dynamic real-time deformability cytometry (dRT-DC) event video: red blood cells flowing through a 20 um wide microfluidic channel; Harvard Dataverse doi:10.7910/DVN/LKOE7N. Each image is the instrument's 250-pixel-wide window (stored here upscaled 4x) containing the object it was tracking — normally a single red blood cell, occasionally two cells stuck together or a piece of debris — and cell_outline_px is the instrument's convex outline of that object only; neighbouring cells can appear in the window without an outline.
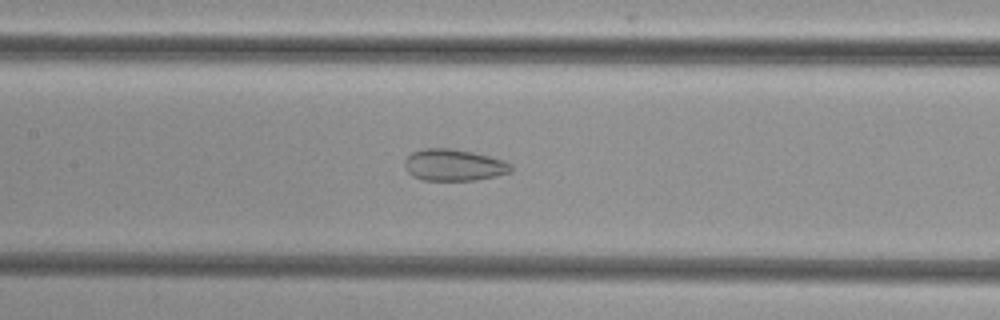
{"species": "common noctule bat (a hibernating species)", "species_latin": "Nyctalus noctula", "temperature_condition": "cold", "stored_images_in_passage": 48, "camera_frame_rate_fps": 3000, "um_per_image_px": 0.085, "animal": {"sex": "female", "body_mass_g": 29.2, "forearm_length_mm": 56.3}, "frame": {"image": 1, "passage_image": 21, "time_ms": 6.667, "image_size_px": [1000, 320], "cell_outline_px": [[512, 172], [496, 176], [476, 180], [424, 180], [412, 176], [404, 168], [404, 160], [412, 152], [424, 148], [448, 148], [472, 152], [504, 160], [512, 164]], "centroid_in_image_um": [38.57, 14.03], "position_along_channel_um": 168.8, "area_um2": 19.71}}
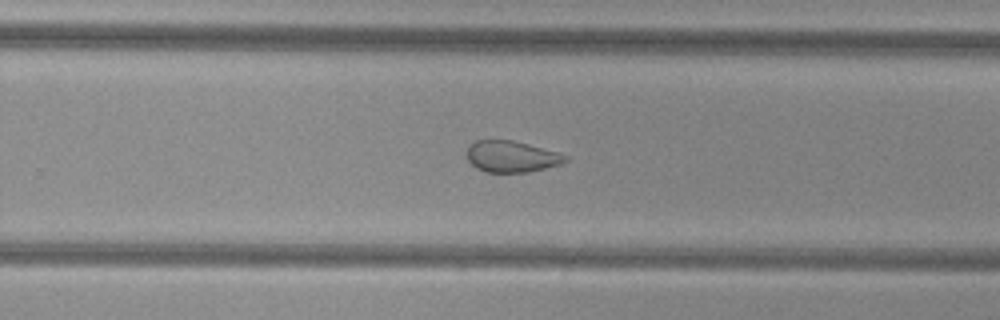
{"frame": {"image": 2, "passage_image": 30, "time_ms": 9.667, "image_size_px": [1000, 320], "cell_outline_px": [[568, 160], [560, 164], [528, 172], [484, 172], [476, 168], [468, 160], [468, 144], [476, 140], [512, 140], [528, 144], [556, 152], [568, 156]], "centroid_in_image_um": [43.45, 13.3], "position_along_channel_um": 286.3, "area_um2": 17.86}}
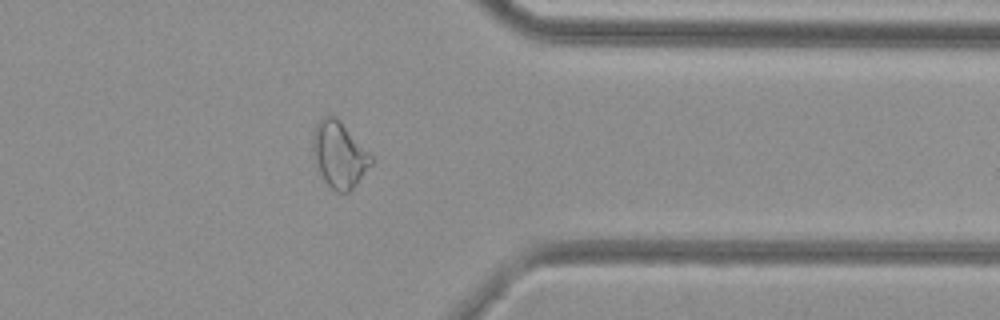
{"frame": {"image": 3, "passage_image": 38, "time_ms": 12.333, "image_size_px": [1000, 320], "cell_outline_px": [[376, 156], [372, 164], [356, 184], [348, 192], [336, 192], [324, 180], [312, 156], [312, 136], [316, 124], [324, 116], [336, 116]], "centroid_in_image_um": [28.87, 13.11], "position_along_channel_um": 382.5, "area_um2": 22.89}}